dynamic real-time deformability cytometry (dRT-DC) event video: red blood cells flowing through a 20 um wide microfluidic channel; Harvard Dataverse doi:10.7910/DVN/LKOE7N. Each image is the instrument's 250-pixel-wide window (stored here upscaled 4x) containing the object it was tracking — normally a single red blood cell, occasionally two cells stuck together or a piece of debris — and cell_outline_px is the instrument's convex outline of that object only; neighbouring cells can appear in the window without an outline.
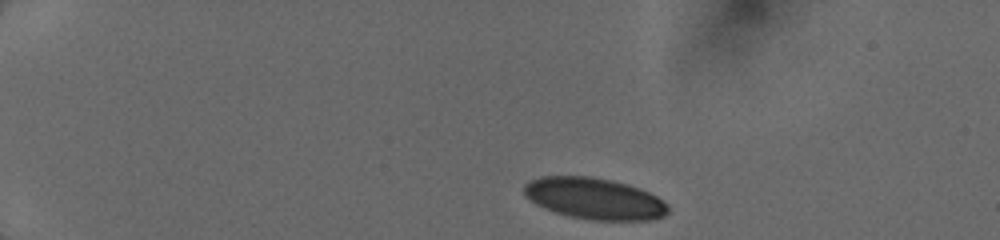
{"species": "human", "species_latin": "Homo sapiens", "temperature_condition": "cold", "stored_images_in_passage": 10, "camera_frame_rate_fps": 3000, "um_per_image_px": 0.085, "donor": {"sex": "female"}, "frame": {"image": 1, "passage_image": 1, "time_ms": 0.0, "image_size_px": [1000, 240], "cell_outline_px": [[668, 212], [664, 216], [652, 220], [592, 220], [568, 216], [544, 208], [536, 204], [524, 196], [524, 184], [540, 176], [588, 176], [612, 180], [628, 184], [640, 188], [656, 196], [668, 204]], "centroid_in_image_um": [50.52, 16.88], "position_along_channel_um": 34.5, "area_um2": 34.85}}
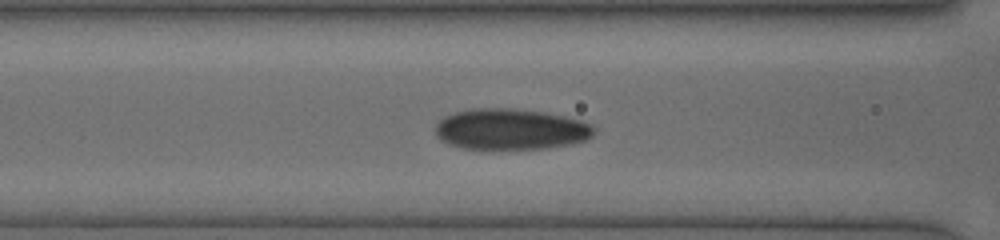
{"frame": {"image": 2, "passage_image": 8, "time_ms": 4.333, "image_size_px": [1000, 240], "cell_outline_px": [[596, 132], [592, 136], [584, 140], [572, 144], [544, 148], [460, 148], [448, 144], [440, 140], [436, 136], [436, 124], [444, 116], [456, 112], [472, 108], [512, 108], [544, 112], [564, 116], [580, 120], [592, 124], [596, 128]], "centroid_in_image_um": [43.41, 10.97], "position_along_channel_um": 123.2, "area_um2": 37.86}}
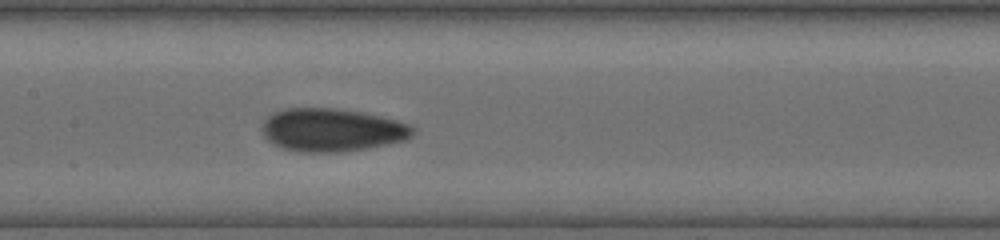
{"frame": {"image": 3, "passage_image": 10, "time_ms": 5.667, "image_size_px": [1000, 240], "cell_outline_px": [[416, 132], [408, 140], [368, 148], [344, 152], [300, 152], [280, 148], [272, 144], [264, 136], [260, 128], [264, 120], [268, 116], [284, 108], [336, 108], [364, 112], [412, 124], [416, 128]], "centroid_in_image_um": [28.24, 11.05], "position_along_channel_um": 179.2, "area_um2": 38.49}}